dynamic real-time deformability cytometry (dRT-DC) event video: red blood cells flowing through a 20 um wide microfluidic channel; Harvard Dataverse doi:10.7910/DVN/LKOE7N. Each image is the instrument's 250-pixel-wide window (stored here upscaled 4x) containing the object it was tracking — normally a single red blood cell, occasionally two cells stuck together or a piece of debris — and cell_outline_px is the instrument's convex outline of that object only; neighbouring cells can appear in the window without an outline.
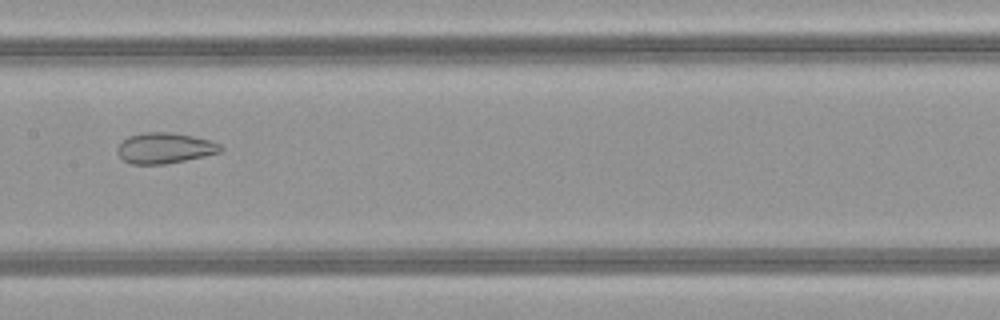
{"species": "common noctule bat (a hibernating species)", "species_latin": "Nyctalus noctula", "temperature_condition": "warm", "stored_images_in_passage": 50, "camera_frame_rate_fps": 3000, "um_per_image_px": 0.085, "animal": {"sex": "female", "body_mass_g": 21.9}, "frame": {"image": 1, "passage_image": 25, "time_ms": 8.0, "image_size_px": [1000, 320], "cell_outline_px": [[224, 148], [220, 152], [204, 156], [164, 164], [132, 164], [124, 160], [116, 152], [116, 148], [128, 136], [144, 132], [168, 132], [192, 136], [212, 140], [220, 144]], "centroid_in_image_um": [14.01, 12.58], "position_along_channel_um": 193.4, "area_um2": 18.38}}
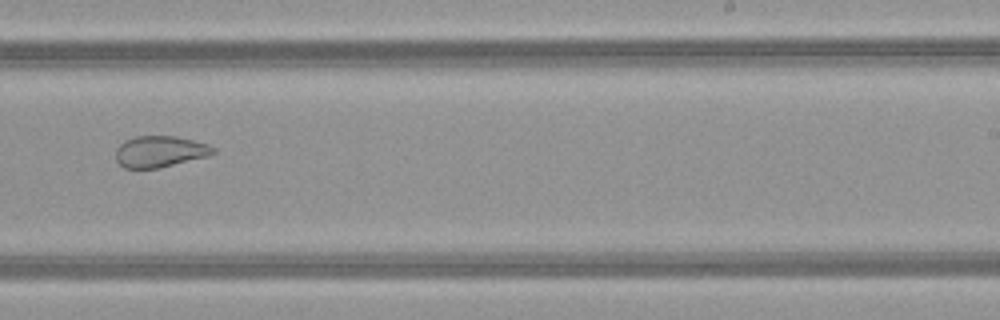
{"frame": {"image": 2, "passage_image": 31, "time_ms": 10.0, "image_size_px": [1000, 320], "cell_outline_px": [[216, 152], [208, 156], [160, 168], [124, 168], [116, 160], [116, 148], [124, 140], [136, 136], [176, 136], [208, 144], [216, 148]], "centroid_in_image_um": [13.6, 12.88], "position_along_channel_um": 275.4, "area_um2": 17.86}}
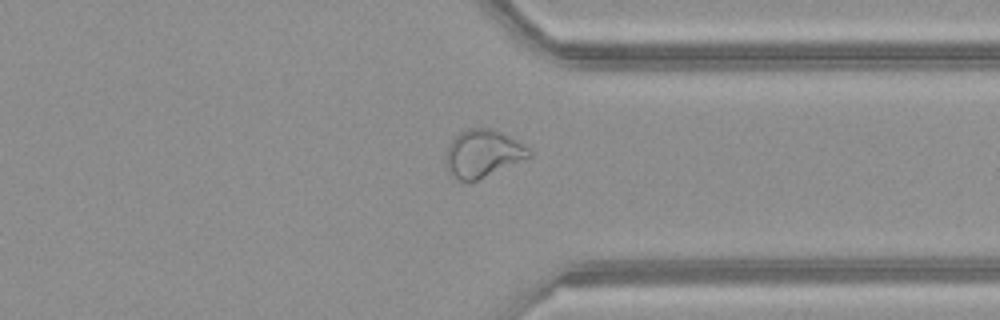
{"frame": {"image": 3, "passage_image": 38, "time_ms": 12.333, "image_size_px": [1000, 320], "cell_outline_px": [[532, 156], [476, 180], [464, 184], [448, 172], [444, 156], [448, 144], [460, 132], [468, 128], [492, 128], [516, 140], [528, 148], [532, 152]], "centroid_in_image_um": [40.99, 13.06], "position_along_channel_um": 370.4, "area_um2": 23.0}, "authors_computed_cell_mechanics": {"area_um2": 26.3857, "velocity_mm_per_s": 4.1253, "shape_relaxation_time_tau1_ms": null, "shape_relaxation_time_tau2_ms": 1.2918, "deformation_change_tau1": null, "deformation_change_tau2": 0.0811}}